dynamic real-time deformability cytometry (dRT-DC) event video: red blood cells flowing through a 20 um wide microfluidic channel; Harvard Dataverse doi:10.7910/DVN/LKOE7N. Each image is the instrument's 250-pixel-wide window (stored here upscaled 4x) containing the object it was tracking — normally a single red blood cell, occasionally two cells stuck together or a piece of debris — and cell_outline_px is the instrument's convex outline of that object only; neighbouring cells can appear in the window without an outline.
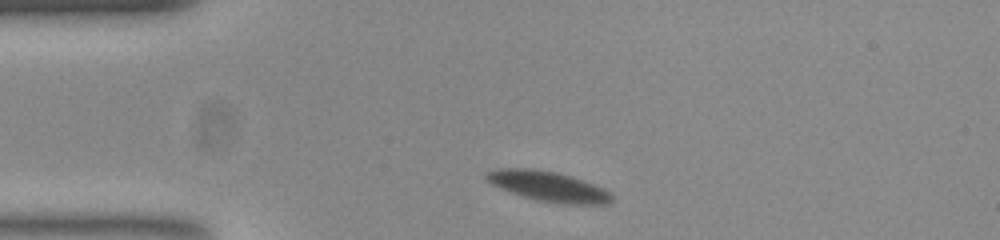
{"species": "common noctule bat (a hibernating species)", "species_latin": "Nyctalus noctula", "temperature_condition": "room temperature", "stored_images_in_passage": 45, "camera_frame_rate_fps": 3000, "um_per_image_px": 0.085, "animal": {"sex": "female", "body_mass_g": 23.0, "forearm_length_mm": 53.4}, "frame": {"image": 1, "passage_image": 1, "time_ms": 0.0, "image_size_px": [1000, 240], "cell_outline_px": [[612, 200], [608, 204], [564, 204], [536, 200], [500, 188], [492, 184], [484, 176], [488, 172], [500, 168], [528, 168], [556, 172], [604, 188], [612, 196]], "centroid_in_image_um": [46.6, 15.85], "position_along_channel_um": 38.4, "area_um2": 21.5}}
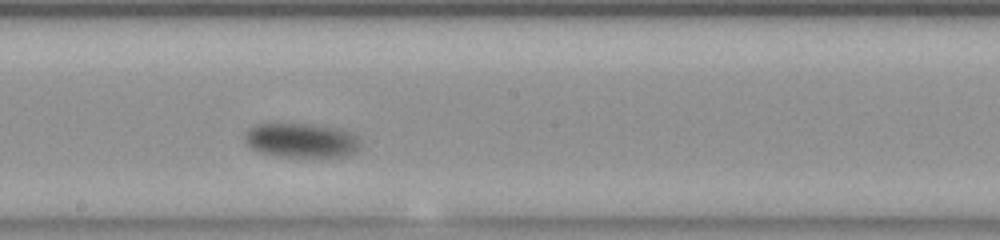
{"frame": {"image": 2, "passage_image": 19, "time_ms": 6.0, "image_size_px": [1000, 240], "cell_outline_px": [[360, 148], [352, 156], [312, 160], [280, 156], [260, 152], [252, 148], [248, 144], [244, 136], [248, 128], [256, 124], [280, 120], [336, 128], [348, 132], [356, 136]], "centroid_in_image_um": [25.61, 11.95], "position_along_channel_um": 222.6, "area_um2": 24.62}}
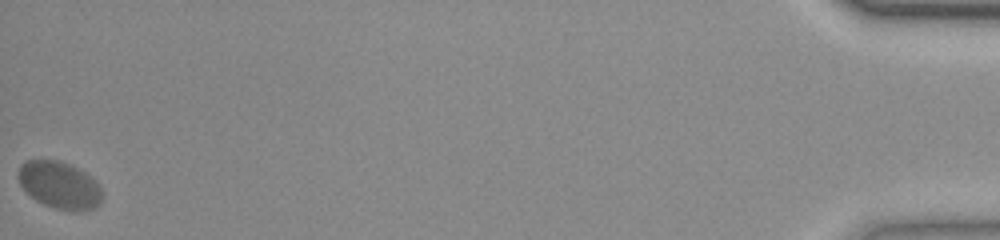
{"frame": {"image": 3, "passage_image": 45, "time_ms": 14.667, "image_size_px": [1000, 240], "cell_outline_px": [[100, 204], [92, 208], [80, 212], [72, 212], [56, 208], [44, 204], [36, 200], [20, 184], [16, 176], [16, 172], [20, 164], [24, 160], [60, 160], [72, 164], [84, 172], [100, 188]], "centroid_in_image_um": [5.0, 15.72], "position_along_channel_um": 430.2, "area_um2": 23.0}, "authors_computed_cell_mechanics": {"area_um2": 22.6576, "velocity_mm_per_s": 3.5903, "shape_relaxation_time_tau1_ms": 2.372, "shape_relaxation_time_tau2_ms": null, "deformation_change_tau1": 0.091, "deformation_change_tau2": null}}